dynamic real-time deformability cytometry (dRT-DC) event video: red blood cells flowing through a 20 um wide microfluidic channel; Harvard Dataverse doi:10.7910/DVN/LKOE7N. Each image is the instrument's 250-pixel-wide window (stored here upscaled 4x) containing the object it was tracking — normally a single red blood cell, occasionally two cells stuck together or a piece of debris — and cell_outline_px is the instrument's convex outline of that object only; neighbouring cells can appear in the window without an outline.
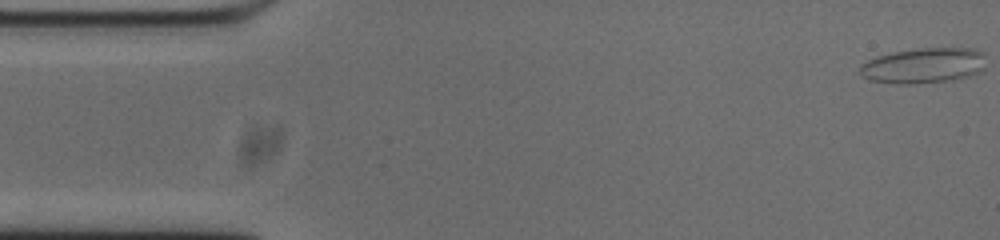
{"species": "common noctule bat (a hibernating species)", "species_latin": "Nyctalus noctula", "temperature_condition": "cold", "stored_images_in_passage": 54, "camera_frame_rate_fps": 3000, "um_per_image_px": 0.085, "animal": {"sex": "male", "body_mass_g": 20.0, "forearm_length_mm": 53.3}, "frame": {"image": 1, "passage_image": 1, "time_ms": 0.0, "image_size_px": [1000, 240], "cell_outline_px": [[984, 68], [976, 72], [964, 76], [944, 80], [908, 84], [904, 84], [872, 80], [864, 76], [860, 72], [860, 68], [868, 60], [892, 52], [920, 48], [976, 48], [984, 52]], "centroid_in_image_um": [78.53, 5.54], "position_along_channel_um": 6.5, "area_um2": 25.26}}
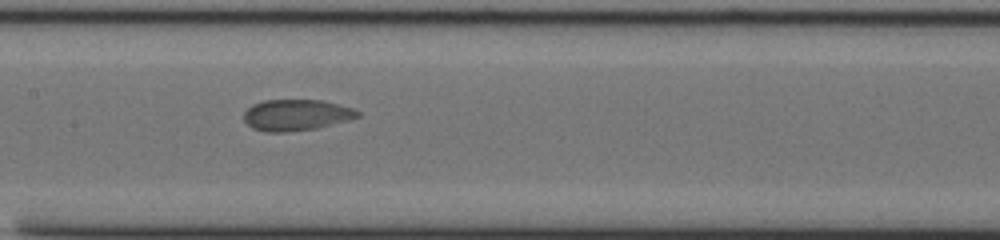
{"frame": {"image": 2, "passage_image": 25, "time_ms": 8.0, "image_size_px": [1000, 240], "cell_outline_px": [[360, 116], [348, 120], [316, 128], [284, 132], [264, 132], [252, 128], [244, 120], [244, 112], [252, 104], [264, 100], [320, 100], [352, 108], [360, 112]], "centroid_in_image_um": [25.15, 9.77], "position_along_channel_um": 182.3, "area_um2": 20.52}}
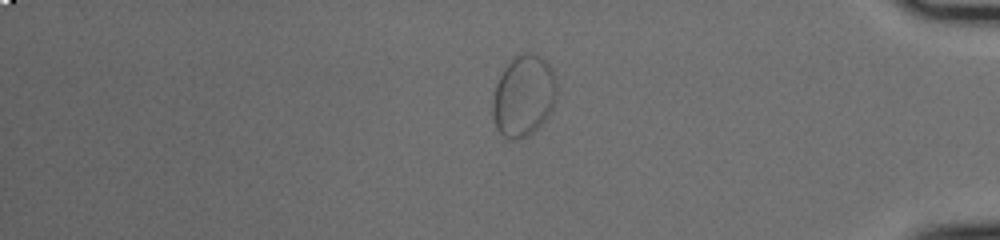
{"frame": {"image": 3, "passage_image": 45, "time_ms": 14.667, "image_size_px": [1000, 240], "cell_outline_px": [[556, 92], [552, 108], [544, 120], [528, 136], [520, 140], [512, 140], [504, 136], [496, 128], [492, 112], [492, 100], [496, 84], [504, 68], [512, 56], [524, 52], [532, 52], [540, 56], [548, 64], [556, 80]], "centroid_in_image_um": [44.47, 8.13], "position_along_channel_um": 390.7, "area_um2": 30.35}}